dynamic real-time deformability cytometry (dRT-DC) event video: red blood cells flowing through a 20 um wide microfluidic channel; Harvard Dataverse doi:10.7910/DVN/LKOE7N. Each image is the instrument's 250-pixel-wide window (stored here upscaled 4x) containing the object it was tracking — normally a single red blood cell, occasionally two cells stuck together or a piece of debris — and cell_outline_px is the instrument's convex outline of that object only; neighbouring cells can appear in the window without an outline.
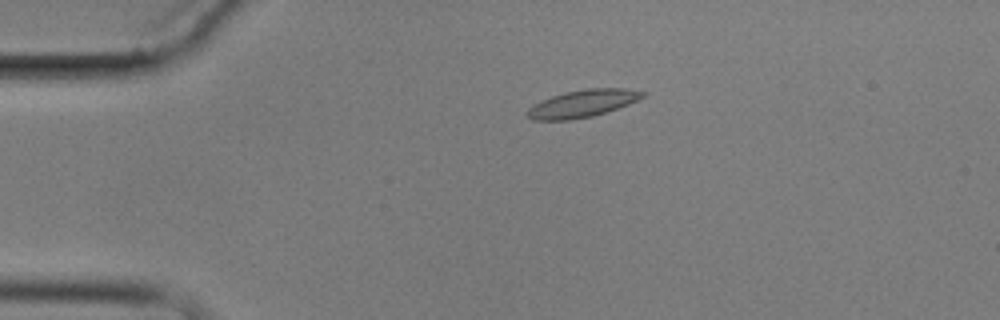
{"species": "common noctule bat (a hibernating species)", "species_latin": "Nyctalus noctula", "temperature_condition": "cold", "stored_images_in_passage": 5, "camera_frame_rate_fps": 3000, "um_per_image_px": 0.085, "animal": {"sex": "male", "body_mass_g": 17.9}, "frame": {"image": 1, "passage_image": 3, "time_ms": 2.333, "image_size_px": [1000, 320], "cell_outline_px": [[648, 92], [644, 96], [628, 104], [592, 116], [568, 120], [532, 120], [524, 112], [528, 108], [552, 96], [564, 92], [588, 88], [624, 88]], "centroid_in_image_um": [49.51, 8.79], "position_along_channel_um": 35.5, "area_um2": 18.15}}
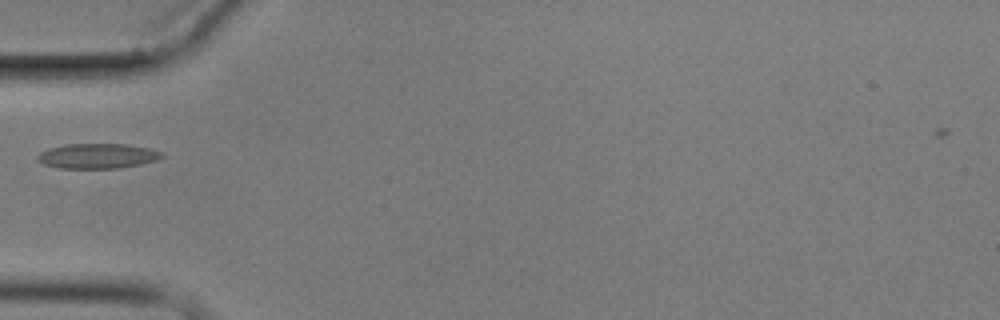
{"frame": {"image": 2, "passage_image": 5, "time_ms": 4.667, "image_size_px": [1000, 320], "cell_outline_px": [[164, 156], [156, 160], [140, 164], [120, 168], [60, 168], [44, 164], [36, 160], [36, 156], [40, 152], [48, 148], [64, 144], [128, 144], [148, 148], [164, 152]], "centroid_in_image_um": [8.27, 13.25], "position_along_channel_um": 76.7, "area_um2": 18.21}}